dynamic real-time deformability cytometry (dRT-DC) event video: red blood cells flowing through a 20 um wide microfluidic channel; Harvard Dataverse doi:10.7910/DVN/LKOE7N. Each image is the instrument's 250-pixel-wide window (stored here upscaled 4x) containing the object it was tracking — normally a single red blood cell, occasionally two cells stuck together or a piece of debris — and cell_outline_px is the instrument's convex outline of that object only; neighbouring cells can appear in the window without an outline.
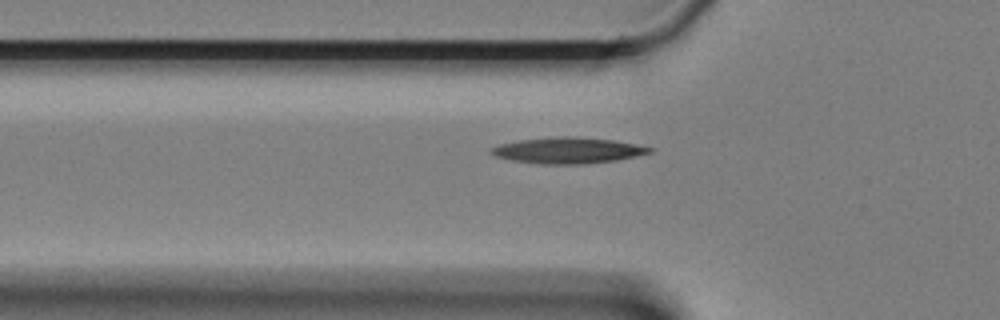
{"species": "Egyptian fruit bat (a non-hibernating species)", "species_latin": "Rousettus aegyptiacus", "temperature_condition": "cold", "stored_images_in_passage": 38, "camera_frame_rate_fps": 3000, "um_per_image_px": 0.085, "animal": {"sex": "female"}, "frame": {"image": 1, "passage_image": 3, "time_ms": 0.667, "image_size_px": [1000, 320], "cell_outline_px": [[656, 148], [652, 152], [636, 156], [616, 160], [584, 164], [544, 164], [512, 160], [496, 156], [488, 152], [488, 148], [500, 144], [520, 140], [556, 136], [568, 136], [612, 140], [636, 144]], "centroid_in_image_um": [48.27, 12.78], "position_along_channel_um": 77.5, "area_um2": 23.99}}
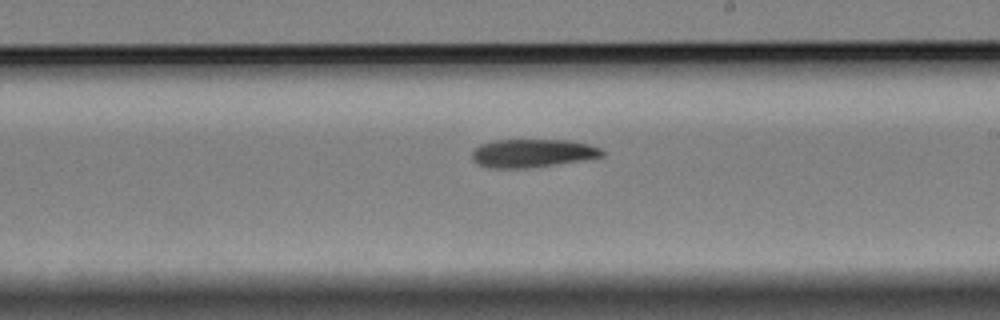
{"frame": {"image": 2, "passage_image": 18, "time_ms": 5.667, "image_size_px": [1000, 320], "cell_outline_px": [[604, 156], [552, 164], [520, 168], [492, 168], [476, 164], [472, 160], [472, 152], [480, 144], [492, 140], [568, 140], [588, 144], [600, 148], [604, 152]], "centroid_in_image_um": [45.2, 13.0], "position_along_channel_um": 243.8, "area_um2": 21.1}}
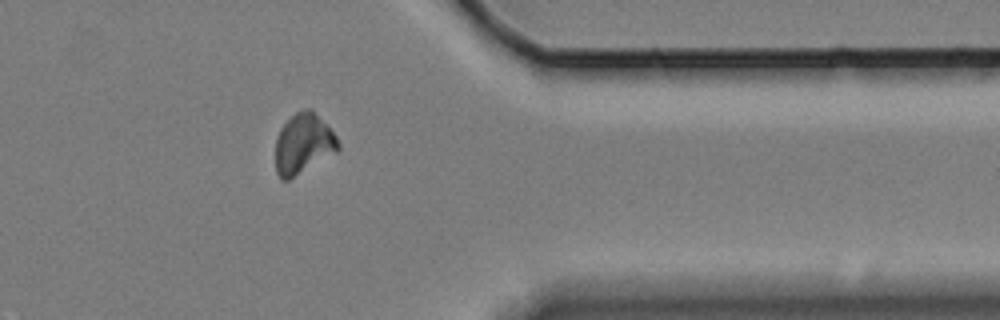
{"frame": {"image": 3, "passage_image": 32, "time_ms": 10.333, "image_size_px": [1000, 320], "cell_outline_px": [[340, 148], [336, 152], [288, 180], [280, 180], [276, 172], [276, 136], [280, 128], [296, 112], [308, 108], [312, 108], [336, 136], [340, 144]], "centroid_in_image_um": [25.77, 12.22], "position_along_channel_um": 385.6, "area_um2": 21.85}}